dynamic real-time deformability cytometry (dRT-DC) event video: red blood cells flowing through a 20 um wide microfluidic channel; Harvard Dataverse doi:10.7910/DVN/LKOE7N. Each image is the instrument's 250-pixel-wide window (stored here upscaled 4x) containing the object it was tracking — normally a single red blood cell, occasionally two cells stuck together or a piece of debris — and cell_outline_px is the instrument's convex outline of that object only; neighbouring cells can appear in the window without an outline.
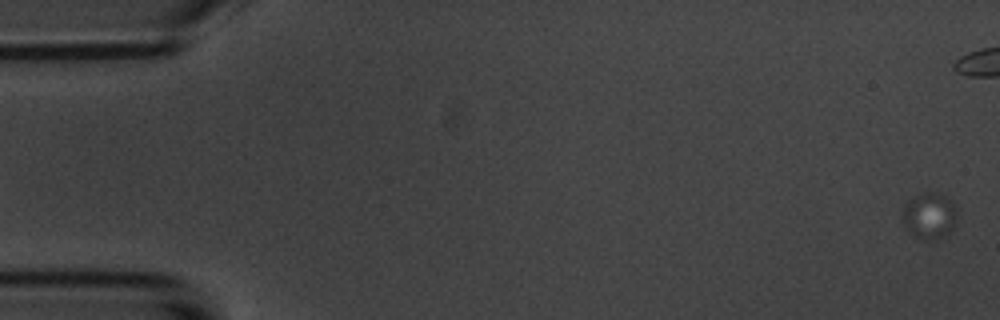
{"species": "common noctule bat (a hibernating species)", "species_latin": "Nyctalus noctula", "temperature_condition": "room temperature", "stored_images_in_passage": 5, "segment_of_instrument_passage": [2, 2], "camera_frame_rate_fps": 3000, "um_per_image_px": 0.085, "animal": {"sex": "male", "body_mass_g": 20.1, "forearm_length_mm": 53.5}, "frame": {"image": 1, "passage_image": 5, "time_ms": 5.667, "image_size_px": [1000, 320], "cell_outline_px": [[956, 220], [948, 232], [932, 240], [924, 240], [916, 236], [904, 224], [900, 216], [908, 200], [916, 196], [928, 192], [932, 192], [944, 196], [952, 200], [956, 208]], "centroid_in_image_um": [78.99, 18.32], "position_along_channel_um": 6.0, "area_um2": 14.28}}